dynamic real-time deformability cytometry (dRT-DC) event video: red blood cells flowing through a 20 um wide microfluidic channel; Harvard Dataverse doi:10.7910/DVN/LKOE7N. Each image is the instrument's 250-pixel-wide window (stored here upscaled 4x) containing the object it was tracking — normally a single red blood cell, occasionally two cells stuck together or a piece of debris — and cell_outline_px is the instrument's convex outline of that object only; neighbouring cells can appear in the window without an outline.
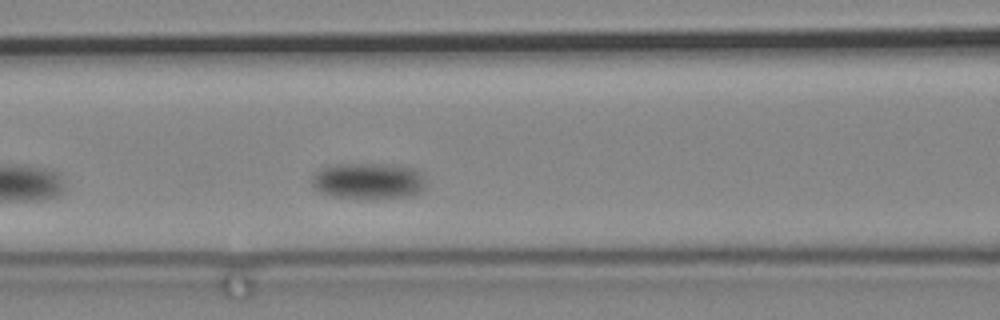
{"species": "common noctule bat (a hibernating species)", "species_latin": "Nyctalus noctula", "temperature_condition": "cold", "stored_images_in_passage": 27, "camera_frame_rate_fps": 3000, "um_per_image_px": 0.085, "animal": {"sex": "male", "body_mass_g": 19.2, "forearm_length_mm": 51.8}, "frame": {"image": 1, "passage_image": 12, "time_ms": 3.667, "image_size_px": [1000, 320], "cell_outline_px": [[424, 188], [420, 192], [412, 196], [332, 196], [320, 192], [312, 188], [312, 176], [320, 168], [336, 164], [384, 164], [412, 168], [420, 172], [424, 176]], "centroid_in_image_um": [31.27, 15.34], "position_along_channel_um": 135.3, "area_um2": 23.35}}
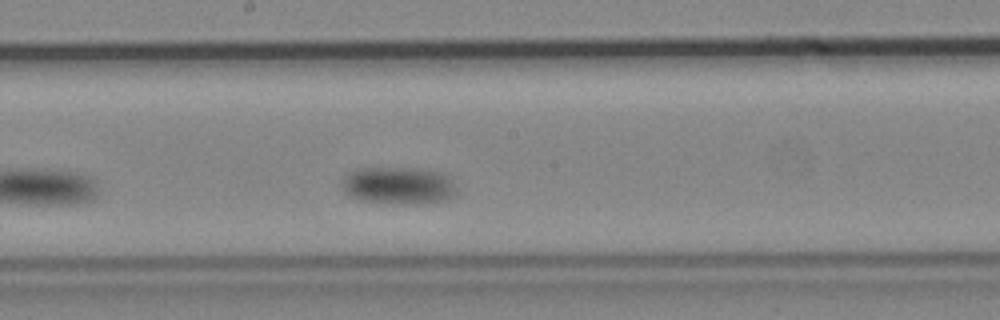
{"frame": {"image": 2, "passage_image": 22, "time_ms": 7.0, "image_size_px": [1000, 320], "cell_outline_px": [[456, 192], [448, 200], [404, 204], [360, 200], [348, 196], [340, 188], [340, 180], [344, 176], [356, 168], [416, 168], [440, 172], [448, 176], [456, 188]], "centroid_in_image_um": [33.79, 15.76], "position_along_channel_um": 214.4, "area_um2": 25.09}}
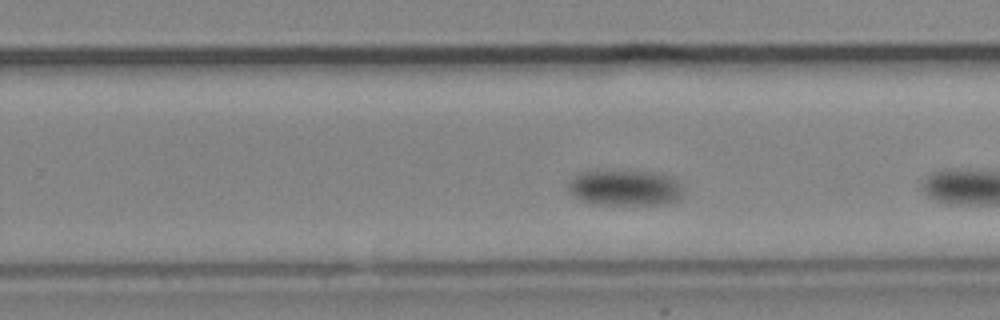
{"frame": {"image": 3, "passage_image": 26, "time_ms": 8.333, "image_size_px": [1000, 320], "cell_outline_px": [[684, 192], [676, 200], [668, 204], [592, 204], [580, 200], [572, 196], [568, 188], [568, 180], [572, 176], [580, 172], [656, 172], [672, 176], [684, 188]], "centroid_in_image_um": [53.12, 15.98], "position_along_channel_um": 276.7, "area_um2": 23.99}}